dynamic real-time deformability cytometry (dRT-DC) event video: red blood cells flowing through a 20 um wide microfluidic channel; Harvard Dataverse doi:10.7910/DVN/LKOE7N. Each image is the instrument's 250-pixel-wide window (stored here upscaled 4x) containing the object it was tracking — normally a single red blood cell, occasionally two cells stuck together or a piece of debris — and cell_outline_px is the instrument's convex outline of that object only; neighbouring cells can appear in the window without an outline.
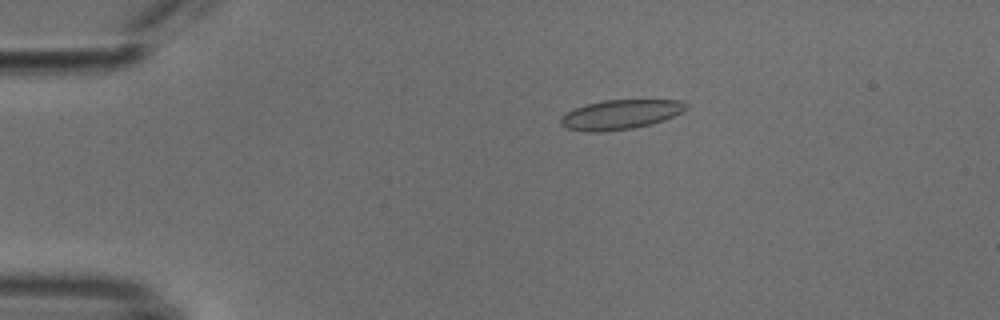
{"species": "common noctule bat (a hibernating species)", "species_latin": "Nyctalus noctula", "temperature_condition": "cold", "stored_images_in_passage": 53, "camera_frame_rate_fps": 3000, "um_per_image_px": 0.085, "animal": {"sex": "male", "body_mass_g": 18.8}, "frame": {"image": 1, "passage_image": 11, "time_ms": 3.333, "image_size_px": [1000, 320], "cell_outline_px": [[688, 108], [664, 120], [652, 124], [632, 128], [604, 132], [584, 132], [568, 128], [560, 124], [560, 116], [576, 108], [588, 104], [604, 100], [680, 100], [688, 104]], "centroid_in_image_um": [52.73, 9.74], "position_along_channel_um": 32.3, "area_um2": 21.5}}
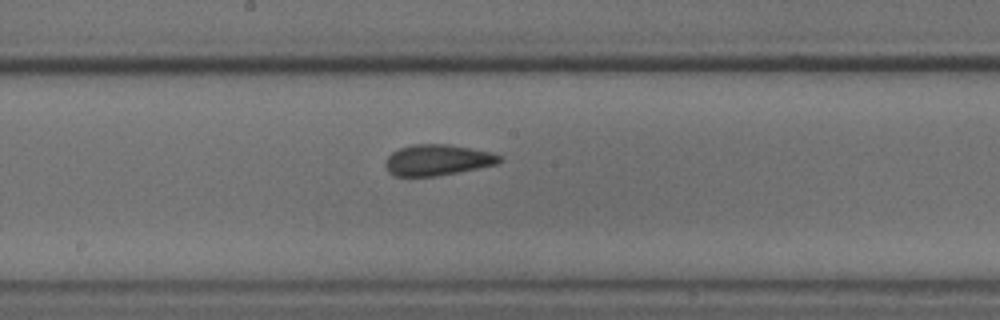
{"frame": {"image": 2, "passage_image": 29, "time_ms": 9.333, "image_size_px": [1000, 320], "cell_outline_px": [[504, 160], [496, 164], [436, 176], [396, 176], [388, 172], [384, 168], [384, 164], [388, 156], [392, 152], [400, 148], [412, 144], [448, 144], [492, 152], [504, 156]], "centroid_in_image_um": [37.18, 13.59], "position_along_channel_um": 211.0, "area_um2": 20.63}}
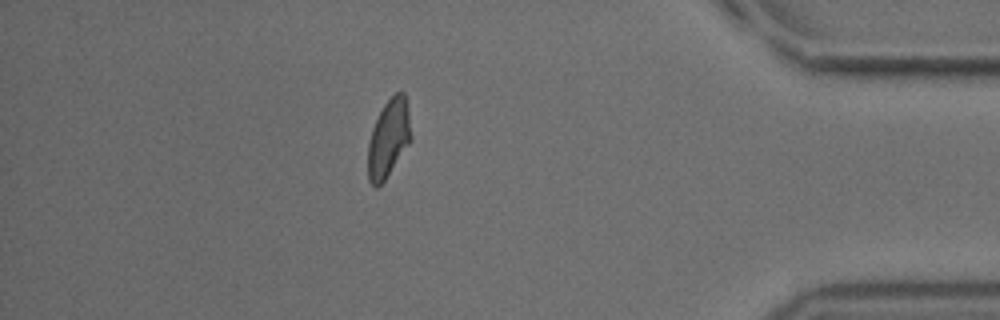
{"frame": {"image": 3, "passage_image": 47, "time_ms": 15.333, "image_size_px": [1000, 320], "cell_outline_px": [[412, 140], [384, 180], [376, 188], [368, 180], [368, 144], [372, 128], [384, 104], [396, 92], [404, 92], [408, 108], [412, 136]], "centroid_in_image_um": [33.04, 11.75], "position_along_channel_um": 402.2, "area_um2": 19.42}, "authors_computed_cell_mechanics": {"area_um2": 20.9236, "velocity_mm_per_s": 3.808, "shape_relaxation_time_tau1_ms": 6.1772, "shape_relaxation_time_tau2_ms": 2.0807, "deformation_change_tau1": 0.1357, "deformation_change_tau2": 0.0705}}